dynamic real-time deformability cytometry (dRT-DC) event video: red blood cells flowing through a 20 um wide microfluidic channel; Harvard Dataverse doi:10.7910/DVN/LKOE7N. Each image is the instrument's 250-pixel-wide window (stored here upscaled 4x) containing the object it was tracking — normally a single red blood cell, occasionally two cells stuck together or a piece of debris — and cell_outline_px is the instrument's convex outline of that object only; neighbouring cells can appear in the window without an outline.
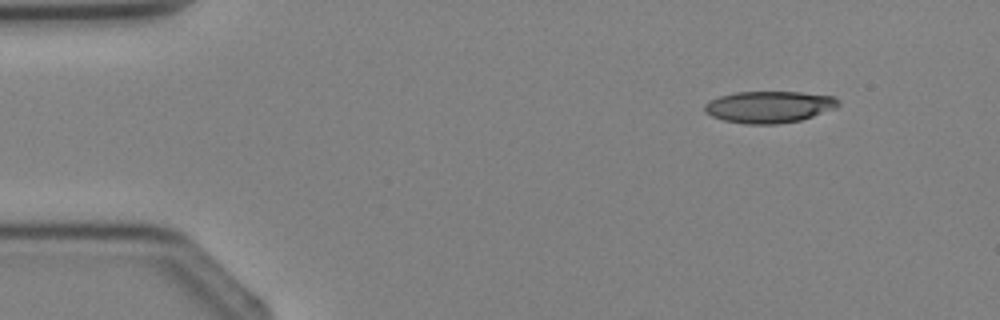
{"species": "Egyptian fruit bat (a non-hibernating species)", "species_latin": "Rousettus aegyptiacus", "temperature_condition": "cold", "stored_images_in_passage": 3, "camera_frame_rate_fps": 3000, "um_per_image_px": 0.085, "animal": {"sex": "female"}, "frame": {"image": 1, "passage_image": 1, "time_ms": 0.0, "image_size_px": [1000, 320], "cell_outline_px": [[840, 104], [836, 108], [800, 120], [776, 124], [748, 124], [724, 120], [712, 116], [704, 112], [704, 104], [720, 96], [736, 92], [800, 92], [832, 96], [840, 100]], "centroid_in_image_um": [65.38, 9.08], "position_along_channel_um": 19.6, "area_um2": 24.57}}
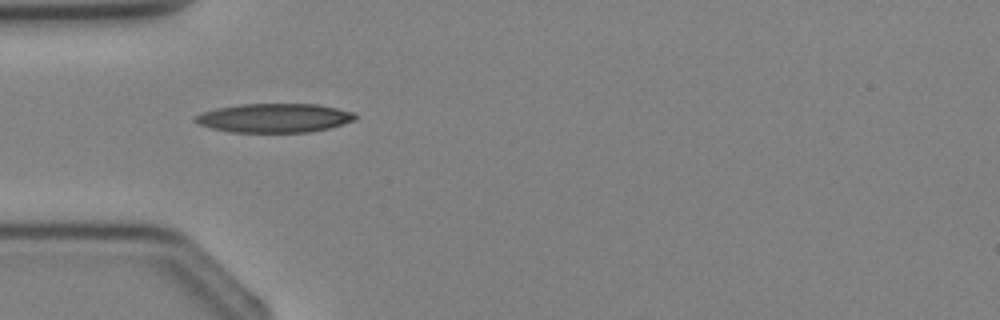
{"frame": {"image": 2, "passage_image": 3, "time_ms": 2.333, "image_size_px": [1000, 320], "cell_outline_px": [[356, 120], [328, 128], [308, 132], [228, 132], [196, 124], [192, 120], [192, 116], [200, 112], [216, 108], [240, 104], [316, 104], [356, 112]], "centroid_in_image_um": [23.25, 10.02], "position_along_channel_um": 61.7, "area_um2": 27.28}}